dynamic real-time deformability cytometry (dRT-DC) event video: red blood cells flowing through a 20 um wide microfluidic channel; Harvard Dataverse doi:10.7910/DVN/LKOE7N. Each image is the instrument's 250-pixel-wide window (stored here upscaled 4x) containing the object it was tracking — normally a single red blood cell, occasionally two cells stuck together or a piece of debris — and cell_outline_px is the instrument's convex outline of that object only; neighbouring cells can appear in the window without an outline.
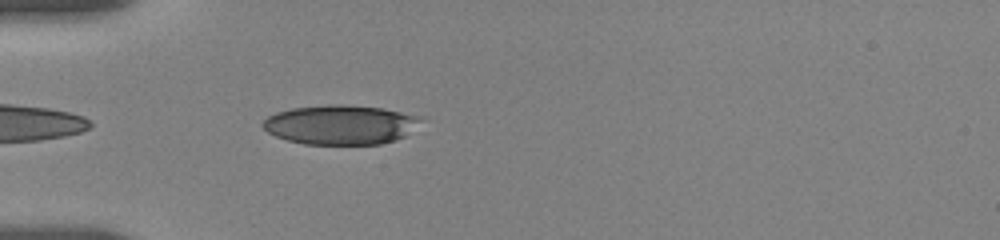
{"species": "human", "species_latin": "Homo sapiens", "temperature_condition": "room temperature", "stored_images_in_passage": 22, "camera_frame_rate_fps": 3000, "um_per_image_px": 0.085, "donor": {"sex": "female"}, "frame": {"image": 1, "passage_image": 5, "time_ms": 0.667, "image_size_px": [1000, 240], "cell_outline_px": [[424, 120], [404, 136], [396, 140], [380, 144], [304, 144], [288, 140], [276, 136], [268, 132], [260, 124], [268, 116], [276, 112], [292, 108], [328, 104], [340, 104], [384, 108], [424, 116]], "centroid_in_image_um": [28.98, 10.59], "position_along_channel_um": 56.0, "area_um2": 36.59}}
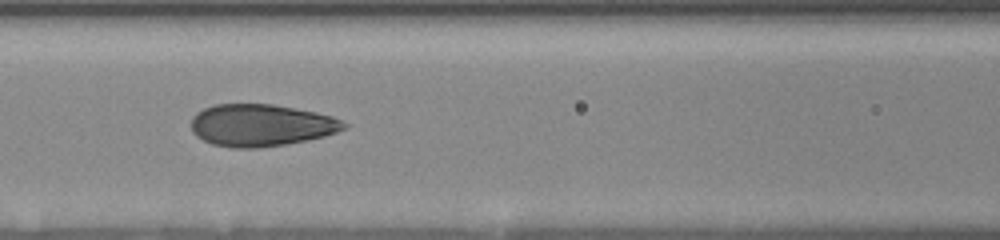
{"frame": {"image": 2, "passage_image": 15, "time_ms": 3.333, "image_size_px": [1000, 240], "cell_outline_px": [[348, 128], [324, 136], [308, 140], [288, 144], [260, 148], [232, 148], [212, 144], [196, 136], [192, 132], [192, 116], [196, 112], [204, 108], [216, 104], [272, 104], [316, 112], [332, 116], [348, 124]], "centroid_in_image_um": [22.19, 10.65], "position_along_channel_um": 144.4, "area_um2": 37.69}}
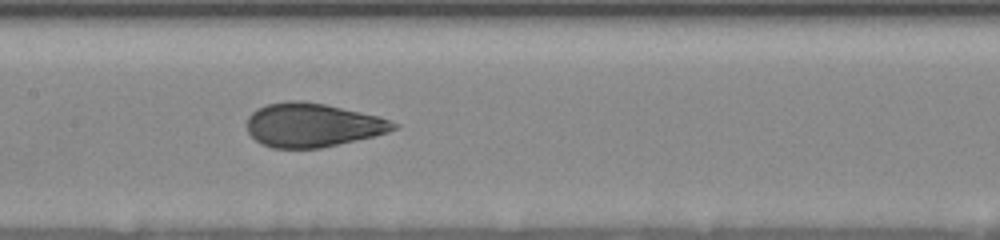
{"frame": {"image": 3, "passage_image": 21, "time_ms": 4.333, "image_size_px": [1000, 240], "cell_outline_px": [[400, 128], [388, 132], [356, 140], [320, 148], [272, 148], [256, 140], [248, 132], [248, 116], [256, 108], [268, 104], [288, 100], [300, 100], [324, 104], [380, 116], [400, 124]], "centroid_in_image_um": [26.59, 10.62], "position_along_channel_um": 180.8, "area_um2": 37.4}}